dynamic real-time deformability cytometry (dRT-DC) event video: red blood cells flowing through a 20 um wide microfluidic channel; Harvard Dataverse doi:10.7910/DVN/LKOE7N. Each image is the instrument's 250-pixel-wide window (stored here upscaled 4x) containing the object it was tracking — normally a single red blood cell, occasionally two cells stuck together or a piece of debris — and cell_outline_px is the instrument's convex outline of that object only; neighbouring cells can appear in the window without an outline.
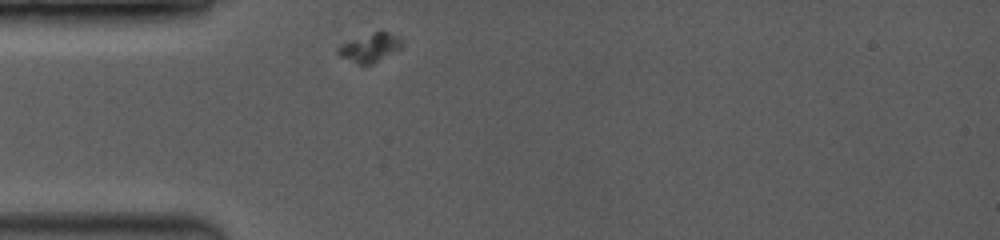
{"species": "common noctule bat (a hibernating species)", "species_latin": "Nyctalus noctula", "temperature_condition": "room temperature", "stored_images_in_passage": 1, "camera_frame_rate_fps": 3500, "um_per_image_px": 0.085, "animal": {"sex": "female", "body_mass_g": 19.0, "forearm_length_mm": 53.3}, "frame": {"image": 1, "passage_image": 1, "time_ms": 0.0, "image_size_px": [1000, 240], "cell_outline_px": [[400, 48], [372, 64], [360, 64], [340, 56], [336, 52], [336, 48], [340, 44], [376, 32], [384, 32], [396, 36], [400, 40]], "centroid_in_image_um": [31.38, 4.07], "position_along_channel_um": 53.6, "area_um2": 10.0}}